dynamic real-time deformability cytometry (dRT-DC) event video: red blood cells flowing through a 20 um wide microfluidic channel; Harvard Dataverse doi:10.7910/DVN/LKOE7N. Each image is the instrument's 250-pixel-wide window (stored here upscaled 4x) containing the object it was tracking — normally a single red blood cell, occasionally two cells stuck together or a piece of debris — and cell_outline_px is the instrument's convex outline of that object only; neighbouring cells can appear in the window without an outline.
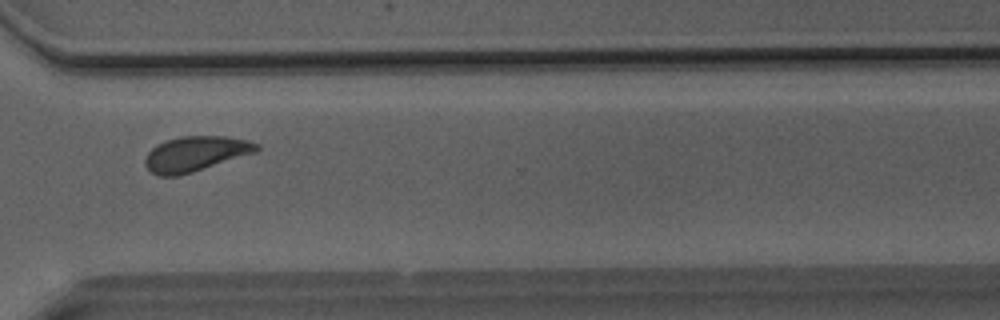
{"species": "Egyptian fruit bat (a non-hibernating species)", "species_latin": "Rousettus aegyptiacus", "temperature_condition": "room temperature", "stored_images_in_passage": 36, "camera_frame_rate_fps": 3000, "um_per_image_px": 0.085, "animal": {"sex": "male"}, "frame": {"image": 1, "passage_image": 23, "time_ms": 7.333, "image_size_px": [1000, 320], "cell_outline_px": [[260, 148], [256, 152], [180, 176], [160, 176], [152, 172], [144, 164], [144, 160], [148, 152], [156, 144], [180, 136], [228, 136], [248, 140], [260, 144]], "centroid_in_image_um": [16.63, 13.07], "position_along_channel_um": 354.0, "area_um2": 22.83}}
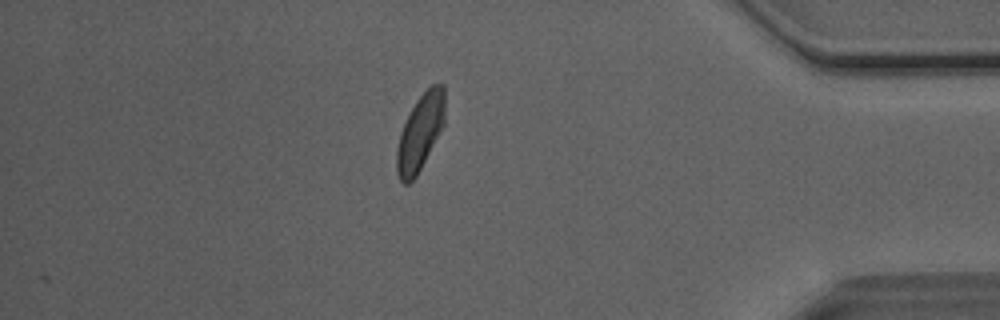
{"frame": {"image": 2, "passage_image": 29, "time_ms": 9.333, "image_size_px": [1000, 320], "cell_outline_px": [[444, 124], [416, 176], [408, 184], [404, 184], [400, 180], [396, 172], [396, 148], [400, 132], [416, 100], [432, 84], [444, 84]], "centroid_in_image_um": [35.69, 11.26], "position_along_channel_um": 399.5, "area_um2": 21.04}}
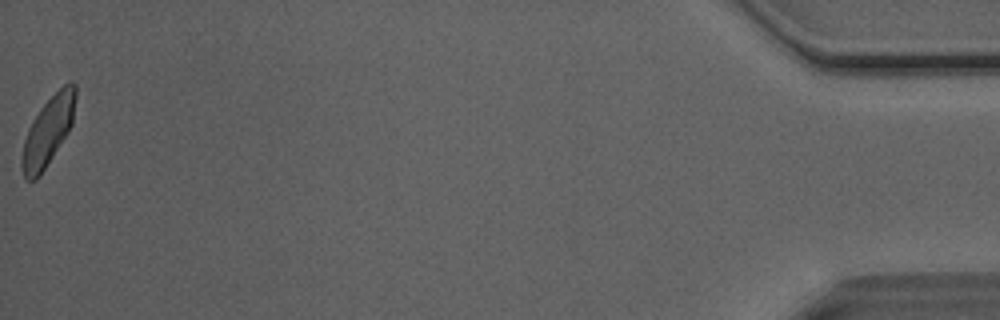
{"frame": {"image": 3, "passage_image": 36, "time_ms": 11.667, "image_size_px": [1000, 320], "cell_outline_px": [[76, 96], [72, 124], [68, 132], [40, 176], [36, 180], [24, 180], [20, 168], [20, 160], [24, 140], [28, 128], [32, 120], [40, 108], [64, 84], [72, 80], [76, 84]], "centroid_in_image_um": [4.06, 11.18], "position_along_channel_um": 431.1, "area_um2": 21.68}, "authors_computed_cell_mechanics": {"area_um2": 22.3686, "velocity_mm_per_s": 4.0522, "shape_relaxation_time_tau1_ms": 4.7222, "shape_relaxation_time_tau2_ms": 0.9631, "deformation_change_tau1": 0.1152, "deformation_change_tau2": 0.0508}}